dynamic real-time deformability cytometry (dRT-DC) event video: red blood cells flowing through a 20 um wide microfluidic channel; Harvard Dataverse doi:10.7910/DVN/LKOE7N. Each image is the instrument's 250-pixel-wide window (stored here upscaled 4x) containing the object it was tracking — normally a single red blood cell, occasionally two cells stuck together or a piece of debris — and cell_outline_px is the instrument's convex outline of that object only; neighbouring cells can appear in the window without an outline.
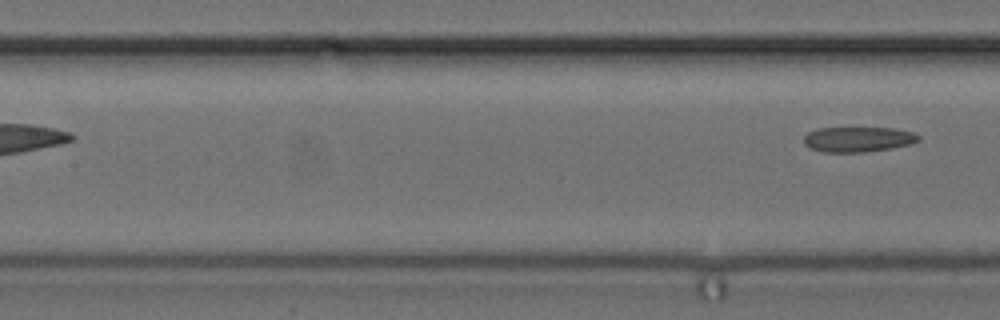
{"species": "common noctule bat (a hibernating species)", "species_latin": "Nyctalus noctula", "temperature_condition": "cold", "stored_images_in_passage": 4, "segment_of_instrument_passage": [2, 2], "camera_frame_rate_fps": 3000, "um_per_image_px": 0.085, "animal": {"sex": "female", "body_mass_g": 24.6, "forearm_length_mm": 56.2}, "frame": {"image": 1, "passage_image": 4, "time_ms": 1.0, "image_size_px": [1000, 320], "cell_outline_px": [[920, 140], [912, 144], [892, 148], [864, 152], [824, 152], [812, 148], [804, 144], [804, 136], [808, 132], [816, 128], [896, 128], [912, 132], [920, 136]], "centroid_in_image_um": [72.96, 11.84], "position_along_channel_um": 134.4, "area_um2": 16.88}}